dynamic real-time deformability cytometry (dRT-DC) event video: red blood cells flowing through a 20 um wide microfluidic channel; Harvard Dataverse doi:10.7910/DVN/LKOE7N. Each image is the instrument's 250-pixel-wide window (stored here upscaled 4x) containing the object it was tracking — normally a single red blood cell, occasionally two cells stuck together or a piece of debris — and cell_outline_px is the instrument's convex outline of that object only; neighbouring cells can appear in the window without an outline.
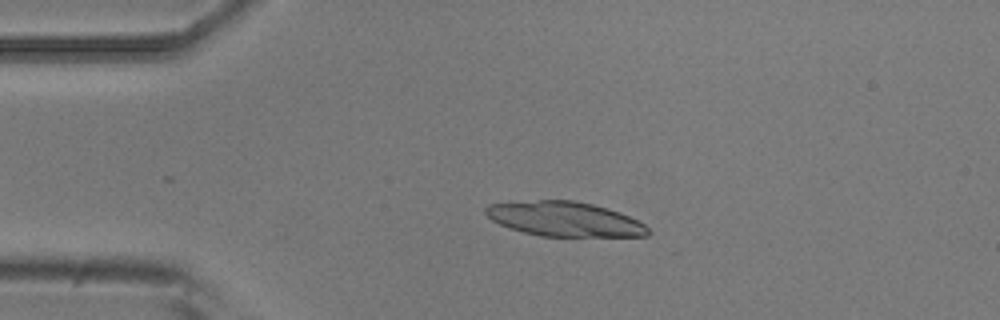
{"species": "common noctule bat (a hibernating species)", "species_latin": "Nyctalus noctula", "temperature_condition": "room temperature", "stored_images_in_passage": 42, "camera_frame_rate_fps": 3000, "um_per_image_px": 0.085, "animal": {"sex": "male", "body_mass_g": 20.5, "forearm_length_mm": 52.5}, "frame": {"image": 1, "passage_image": 12, "time_ms": 3.667, "image_size_px": [1000, 320], "cell_outline_px": [[652, 232], [648, 236], [540, 236], [508, 228], [492, 220], [484, 212], [484, 208], [488, 204], [540, 200], [572, 200], [592, 204], [608, 208], [620, 212], [644, 224]], "centroid_in_image_um": [47.99, 18.62], "position_along_channel_um": 37.0, "area_um2": 32.66}}